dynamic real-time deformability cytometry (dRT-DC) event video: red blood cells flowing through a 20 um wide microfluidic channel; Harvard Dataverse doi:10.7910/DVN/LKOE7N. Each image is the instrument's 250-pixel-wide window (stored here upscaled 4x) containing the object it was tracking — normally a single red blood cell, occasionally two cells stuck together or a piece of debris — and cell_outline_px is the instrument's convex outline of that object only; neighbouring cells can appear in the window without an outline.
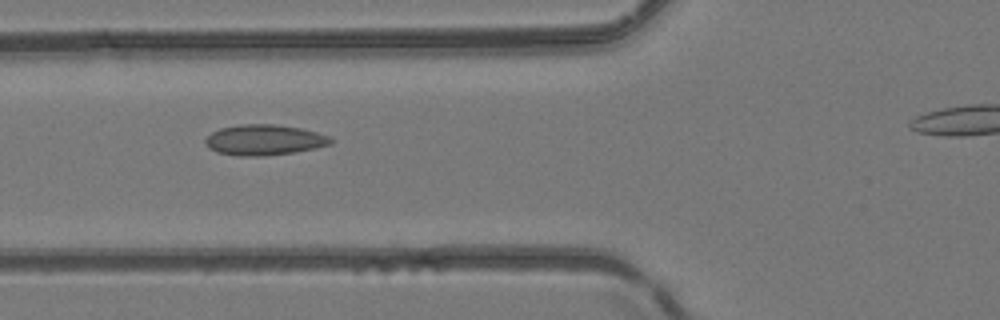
{"species": "common noctule bat (a hibernating species)", "species_latin": "Nyctalus noctula", "temperature_condition": "room temperature", "stored_images_in_passage": 6, "camera_frame_rate_fps": 3000, "um_per_image_px": 0.085, "animal": {"sex": "female", "body_mass_g": 24.6, "forearm_length_mm": 56.2}, "frame": {"image": 1, "passage_image": 4, "time_ms": 3.333, "image_size_px": [1000, 320], "cell_outline_px": [[332, 144], [316, 148], [292, 152], [264, 156], [236, 156], [216, 152], [208, 148], [204, 144], [204, 140], [212, 132], [220, 128], [240, 124], [272, 124], [300, 128], [316, 132], [328, 136], [332, 140]], "centroid_in_image_um": [22.41, 11.9], "position_along_channel_um": 103.4, "area_um2": 22.37}}
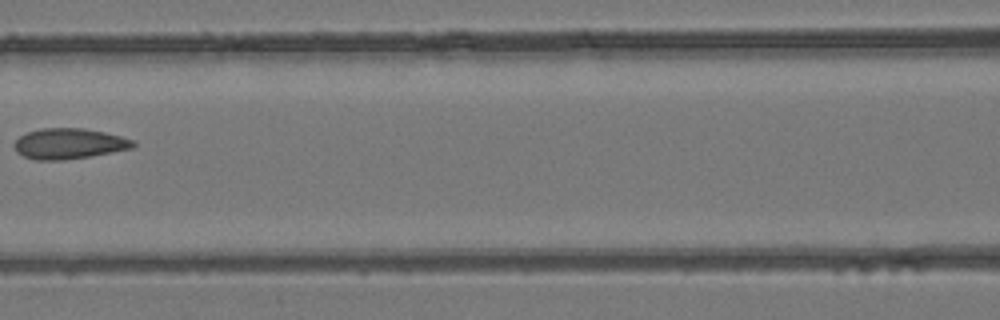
{"frame": {"image": 2, "passage_image": 5, "time_ms": 4.667, "image_size_px": [1000, 320], "cell_outline_px": [[136, 144], [132, 148], [88, 156], [64, 160], [36, 160], [24, 156], [16, 152], [16, 140], [20, 136], [28, 132], [40, 128], [84, 128], [104, 132], [136, 140]], "centroid_in_image_um": [5.88, 12.2], "position_along_channel_um": 160.7, "area_um2": 20.98}}